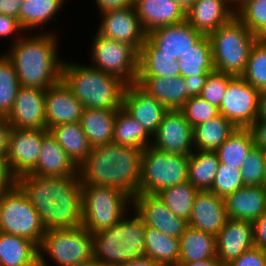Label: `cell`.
<instances>
[{
	"mask_svg": "<svg viewBox=\"0 0 266 266\" xmlns=\"http://www.w3.org/2000/svg\"><path fill=\"white\" fill-rule=\"evenodd\" d=\"M134 211L142 218L145 226L166 235L180 238L188 222L173 214L157 195L138 193L132 198Z\"/></svg>",
	"mask_w": 266,
	"mask_h": 266,
	"instance_id": "cell-15",
	"label": "cell"
},
{
	"mask_svg": "<svg viewBox=\"0 0 266 266\" xmlns=\"http://www.w3.org/2000/svg\"><path fill=\"white\" fill-rule=\"evenodd\" d=\"M257 119L266 120V90L260 91L259 111H258Z\"/></svg>",
	"mask_w": 266,
	"mask_h": 266,
	"instance_id": "cell-59",
	"label": "cell"
},
{
	"mask_svg": "<svg viewBox=\"0 0 266 266\" xmlns=\"http://www.w3.org/2000/svg\"><path fill=\"white\" fill-rule=\"evenodd\" d=\"M0 232L26 238L38 247L46 232L37 211L16 183L0 196Z\"/></svg>",
	"mask_w": 266,
	"mask_h": 266,
	"instance_id": "cell-9",
	"label": "cell"
},
{
	"mask_svg": "<svg viewBox=\"0 0 266 266\" xmlns=\"http://www.w3.org/2000/svg\"><path fill=\"white\" fill-rule=\"evenodd\" d=\"M122 108L138 121L151 137L158 130L164 114L168 111L136 83L126 86Z\"/></svg>",
	"mask_w": 266,
	"mask_h": 266,
	"instance_id": "cell-20",
	"label": "cell"
},
{
	"mask_svg": "<svg viewBox=\"0 0 266 266\" xmlns=\"http://www.w3.org/2000/svg\"><path fill=\"white\" fill-rule=\"evenodd\" d=\"M225 266H266V251L253 247Z\"/></svg>",
	"mask_w": 266,
	"mask_h": 266,
	"instance_id": "cell-48",
	"label": "cell"
},
{
	"mask_svg": "<svg viewBox=\"0 0 266 266\" xmlns=\"http://www.w3.org/2000/svg\"><path fill=\"white\" fill-rule=\"evenodd\" d=\"M144 256L162 266H175L180 256L179 239L145 226Z\"/></svg>",
	"mask_w": 266,
	"mask_h": 266,
	"instance_id": "cell-34",
	"label": "cell"
},
{
	"mask_svg": "<svg viewBox=\"0 0 266 266\" xmlns=\"http://www.w3.org/2000/svg\"><path fill=\"white\" fill-rule=\"evenodd\" d=\"M71 266H102V265L99 262H97L94 258H92L91 260H89L87 262L75 264V265H71Z\"/></svg>",
	"mask_w": 266,
	"mask_h": 266,
	"instance_id": "cell-61",
	"label": "cell"
},
{
	"mask_svg": "<svg viewBox=\"0 0 266 266\" xmlns=\"http://www.w3.org/2000/svg\"><path fill=\"white\" fill-rule=\"evenodd\" d=\"M219 164L215 151L194 150L189 156L188 182L193 184L199 191L210 190Z\"/></svg>",
	"mask_w": 266,
	"mask_h": 266,
	"instance_id": "cell-35",
	"label": "cell"
},
{
	"mask_svg": "<svg viewBox=\"0 0 266 266\" xmlns=\"http://www.w3.org/2000/svg\"><path fill=\"white\" fill-rule=\"evenodd\" d=\"M266 152L253 147L241 167L245 186H263Z\"/></svg>",
	"mask_w": 266,
	"mask_h": 266,
	"instance_id": "cell-45",
	"label": "cell"
},
{
	"mask_svg": "<svg viewBox=\"0 0 266 266\" xmlns=\"http://www.w3.org/2000/svg\"><path fill=\"white\" fill-rule=\"evenodd\" d=\"M180 111L193 128L219 115V108L200 96L189 98Z\"/></svg>",
	"mask_w": 266,
	"mask_h": 266,
	"instance_id": "cell-46",
	"label": "cell"
},
{
	"mask_svg": "<svg viewBox=\"0 0 266 266\" xmlns=\"http://www.w3.org/2000/svg\"><path fill=\"white\" fill-rule=\"evenodd\" d=\"M118 266H162V265L146 256H143L133 261L122 263L121 265Z\"/></svg>",
	"mask_w": 266,
	"mask_h": 266,
	"instance_id": "cell-57",
	"label": "cell"
},
{
	"mask_svg": "<svg viewBox=\"0 0 266 266\" xmlns=\"http://www.w3.org/2000/svg\"><path fill=\"white\" fill-rule=\"evenodd\" d=\"M228 219L224 198L209 190L197 193L188 221L189 226L216 236Z\"/></svg>",
	"mask_w": 266,
	"mask_h": 266,
	"instance_id": "cell-21",
	"label": "cell"
},
{
	"mask_svg": "<svg viewBox=\"0 0 266 266\" xmlns=\"http://www.w3.org/2000/svg\"><path fill=\"white\" fill-rule=\"evenodd\" d=\"M38 251L39 255L48 254L58 266L84 263L93 258L92 234L83 226L49 230L45 232Z\"/></svg>",
	"mask_w": 266,
	"mask_h": 266,
	"instance_id": "cell-10",
	"label": "cell"
},
{
	"mask_svg": "<svg viewBox=\"0 0 266 266\" xmlns=\"http://www.w3.org/2000/svg\"><path fill=\"white\" fill-rule=\"evenodd\" d=\"M253 247V224L250 221L228 219L216 235V258L224 266Z\"/></svg>",
	"mask_w": 266,
	"mask_h": 266,
	"instance_id": "cell-22",
	"label": "cell"
},
{
	"mask_svg": "<svg viewBox=\"0 0 266 266\" xmlns=\"http://www.w3.org/2000/svg\"><path fill=\"white\" fill-rule=\"evenodd\" d=\"M178 76H180L179 60L166 54H159V50L146 39L139 51L137 77Z\"/></svg>",
	"mask_w": 266,
	"mask_h": 266,
	"instance_id": "cell-31",
	"label": "cell"
},
{
	"mask_svg": "<svg viewBox=\"0 0 266 266\" xmlns=\"http://www.w3.org/2000/svg\"><path fill=\"white\" fill-rule=\"evenodd\" d=\"M18 31H20V33L23 31L18 19L9 17L5 14H0V38L10 37V35H13Z\"/></svg>",
	"mask_w": 266,
	"mask_h": 266,
	"instance_id": "cell-52",
	"label": "cell"
},
{
	"mask_svg": "<svg viewBox=\"0 0 266 266\" xmlns=\"http://www.w3.org/2000/svg\"><path fill=\"white\" fill-rule=\"evenodd\" d=\"M189 156L157 150L142 151L139 193L154 194L188 181Z\"/></svg>",
	"mask_w": 266,
	"mask_h": 266,
	"instance_id": "cell-8",
	"label": "cell"
},
{
	"mask_svg": "<svg viewBox=\"0 0 266 266\" xmlns=\"http://www.w3.org/2000/svg\"><path fill=\"white\" fill-rule=\"evenodd\" d=\"M214 71L242 76L258 39L235 15L209 35Z\"/></svg>",
	"mask_w": 266,
	"mask_h": 266,
	"instance_id": "cell-6",
	"label": "cell"
},
{
	"mask_svg": "<svg viewBox=\"0 0 266 266\" xmlns=\"http://www.w3.org/2000/svg\"><path fill=\"white\" fill-rule=\"evenodd\" d=\"M45 255H39V265L38 266H47L48 263H46L47 261H45Z\"/></svg>",
	"mask_w": 266,
	"mask_h": 266,
	"instance_id": "cell-63",
	"label": "cell"
},
{
	"mask_svg": "<svg viewBox=\"0 0 266 266\" xmlns=\"http://www.w3.org/2000/svg\"><path fill=\"white\" fill-rule=\"evenodd\" d=\"M48 132L47 129H11L5 160L15 179L35 168L43 137Z\"/></svg>",
	"mask_w": 266,
	"mask_h": 266,
	"instance_id": "cell-13",
	"label": "cell"
},
{
	"mask_svg": "<svg viewBox=\"0 0 266 266\" xmlns=\"http://www.w3.org/2000/svg\"><path fill=\"white\" fill-rule=\"evenodd\" d=\"M64 0H23L18 22L23 30L36 29L62 9Z\"/></svg>",
	"mask_w": 266,
	"mask_h": 266,
	"instance_id": "cell-39",
	"label": "cell"
},
{
	"mask_svg": "<svg viewBox=\"0 0 266 266\" xmlns=\"http://www.w3.org/2000/svg\"><path fill=\"white\" fill-rule=\"evenodd\" d=\"M15 183L16 179L12 176L6 160L0 158V196L7 192Z\"/></svg>",
	"mask_w": 266,
	"mask_h": 266,
	"instance_id": "cell-53",
	"label": "cell"
},
{
	"mask_svg": "<svg viewBox=\"0 0 266 266\" xmlns=\"http://www.w3.org/2000/svg\"><path fill=\"white\" fill-rule=\"evenodd\" d=\"M204 35L196 31L187 21L179 24L158 27L147 33V40L159 50V54L183 60V56Z\"/></svg>",
	"mask_w": 266,
	"mask_h": 266,
	"instance_id": "cell-18",
	"label": "cell"
},
{
	"mask_svg": "<svg viewBox=\"0 0 266 266\" xmlns=\"http://www.w3.org/2000/svg\"><path fill=\"white\" fill-rule=\"evenodd\" d=\"M254 147V140L249 129H236L215 151L220 163L240 168L247 154Z\"/></svg>",
	"mask_w": 266,
	"mask_h": 266,
	"instance_id": "cell-37",
	"label": "cell"
},
{
	"mask_svg": "<svg viewBox=\"0 0 266 266\" xmlns=\"http://www.w3.org/2000/svg\"><path fill=\"white\" fill-rule=\"evenodd\" d=\"M98 33L132 46L138 53L147 33L144 31L134 6L102 13Z\"/></svg>",
	"mask_w": 266,
	"mask_h": 266,
	"instance_id": "cell-16",
	"label": "cell"
},
{
	"mask_svg": "<svg viewBox=\"0 0 266 266\" xmlns=\"http://www.w3.org/2000/svg\"><path fill=\"white\" fill-rule=\"evenodd\" d=\"M49 132L77 167L92 150L80 122L60 124L50 128Z\"/></svg>",
	"mask_w": 266,
	"mask_h": 266,
	"instance_id": "cell-32",
	"label": "cell"
},
{
	"mask_svg": "<svg viewBox=\"0 0 266 266\" xmlns=\"http://www.w3.org/2000/svg\"><path fill=\"white\" fill-rule=\"evenodd\" d=\"M233 7L236 5V7H239L245 0H227ZM238 5V6H237Z\"/></svg>",
	"mask_w": 266,
	"mask_h": 266,
	"instance_id": "cell-62",
	"label": "cell"
},
{
	"mask_svg": "<svg viewBox=\"0 0 266 266\" xmlns=\"http://www.w3.org/2000/svg\"><path fill=\"white\" fill-rule=\"evenodd\" d=\"M145 225L136 213L92 234L93 258L102 266H118L144 256Z\"/></svg>",
	"mask_w": 266,
	"mask_h": 266,
	"instance_id": "cell-5",
	"label": "cell"
},
{
	"mask_svg": "<svg viewBox=\"0 0 266 266\" xmlns=\"http://www.w3.org/2000/svg\"><path fill=\"white\" fill-rule=\"evenodd\" d=\"M175 266H224L217 258L191 263H177Z\"/></svg>",
	"mask_w": 266,
	"mask_h": 266,
	"instance_id": "cell-58",
	"label": "cell"
},
{
	"mask_svg": "<svg viewBox=\"0 0 266 266\" xmlns=\"http://www.w3.org/2000/svg\"><path fill=\"white\" fill-rule=\"evenodd\" d=\"M38 246L32 241L0 232V266H38Z\"/></svg>",
	"mask_w": 266,
	"mask_h": 266,
	"instance_id": "cell-28",
	"label": "cell"
},
{
	"mask_svg": "<svg viewBox=\"0 0 266 266\" xmlns=\"http://www.w3.org/2000/svg\"><path fill=\"white\" fill-rule=\"evenodd\" d=\"M92 45V67L119 78L127 85L136 83L139 53L132 46L98 32Z\"/></svg>",
	"mask_w": 266,
	"mask_h": 266,
	"instance_id": "cell-11",
	"label": "cell"
},
{
	"mask_svg": "<svg viewBox=\"0 0 266 266\" xmlns=\"http://www.w3.org/2000/svg\"><path fill=\"white\" fill-rule=\"evenodd\" d=\"M113 132L112 142L122 146H131L144 150L151 146L152 143L150 141L152 137H150L144 127L123 108L117 110Z\"/></svg>",
	"mask_w": 266,
	"mask_h": 266,
	"instance_id": "cell-36",
	"label": "cell"
},
{
	"mask_svg": "<svg viewBox=\"0 0 266 266\" xmlns=\"http://www.w3.org/2000/svg\"><path fill=\"white\" fill-rule=\"evenodd\" d=\"M229 219L253 222L266 212V188L244 186L224 198Z\"/></svg>",
	"mask_w": 266,
	"mask_h": 266,
	"instance_id": "cell-26",
	"label": "cell"
},
{
	"mask_svg": "<svg viewBox=\"0 0 266 266\" xmlns=\"http://www.w3.org/2000/svg\"><path fill=\"white\" fill-rule=\"evenodd\" d=\"M116 115L117 110L84 108L80 124L92 148L112 142Z\"/></svg>",
	"mask_w": 266,
	"mask_h": 266,
	"instance_id": "cell-30",
	"label": "cell"
},
{
	"mask_svg": "<svg viewBox=\"0 0 266 266\" xmlns=\"http://www.w3.org/2000/svg\"><path fill=\"white\" fill-rule=\"evenodd\" d=\"M55 34L43 33L15 39L5 53L12 62L20 86L47 89L62 79L64 61L57 56Z\"/></svg>",
	"mask_w": 266,
	"mask_h": 266,
	"instance_id": "cell-3",
	"label": "cell"
},
{
	"mask_svg": "<svg viewBox=\"0 0 266 266\" xmlns=\"http://www.w3.org/2000/svg\"><path fill=\"white\" fill-rule=\"evenodd\" d=\"M180 76H203L214 71L212 45L209 36L204 35L191 50L179 60Z\"/></svg>",
	"mask_w": 266,
	"mask_h": 266,
	"instance_id": "cell-38",
	"label": "cell"
},
{
	"mask_svg": "<svg viewBox=\"0 0 266 266\" xmlns=\"http://www.w3.org/2000/svg\"><path fill=\"white\" fill-rule=\"evenodd\" d=\"M236 129L222 114L200 123L193 128L194 150L216 151Z\"/></svg>",
	"mask_w": 266,
	"mask_h": 266,
	"instance_id": "cell-33",
	"label": "cell"
},
{
	"mask_svg": "<svg viewBox=\"0 0 266 266\" xmlns=\"http://www.w3.org/2000/svg\"><path fill=\"white\" fill-rule=\"evenodd\" d=\"M231 6L227 0H196L186 13V21L196 31L209 36L235 16L236 7Z\"/></svg>",
	"mask_w": 266,
	"mask_h": 266,
	"instance_id": "cell-23",
	"label": "cell"
},
{
	"mask_svg": "<svg viewBox=\"0 0 266 266\" xmlns=\"http://www.w3.org/2000/svg\"><path fill=\"white\" fill-rule=\"evenodd\" d=\"M210 73H205L203 76H188L184 77L186 80V92L189 98L197 97L201 93L206 80Z\"/></svg>",
	"mask_w": 266,
	"mask_h": 266,
	"instance_id": "cell-51",
	"label": "cell"
},
{
	"mask_svg": "<svg viewBox=\"0 0 266 266\" xmlns=\"http://www.w3.org/2000/svg\"><path fill=\"white\" fill-rule=\"evenodd\" d=\"M20 84L12 62L0 56V117H7L12 110Z\"/></svg>",
	"mask_w": 266,
	"mask_h": 266,
	"instance_id": "cell-42",
	"label": "cell"
},
{
	"mask_svg": "<svg viewBox=\"0 0 266 266\" xmlns=\"http://www.w3.org/2000/svg\"><path fill=\"white\" fill-rule=\"evenodd\" d=\"M153 148L163 152L190 156L193 153V127L180 110H168L152 136Z\"/></svg>",
	"mask_w": 266,
	"mask_h": 266,
	"instance_id": "cell-14",
	"label": "cell"
},
{
	"mask_svg": "<svg viewBox=\"0 0 266 266\" xmlns=\"http://www.w3.org/2000/svg\"><path fill=\"white\" fill-rule=\"evenodd\" d=\"M254 247L266 251V212L252 222Z\"/></svg>",
	"mask_w": 266,
	"mask_h": 266,
	"instance_id": "cell-49",
	"label": "cell"
},
{
	"mask_svg": "<svg viewBox=\"0 0 266 266\" xmlns=\"http://www.w3.org/2000/svg\"><path fill=\"white\" fill-rule=\"evenodd\" d=\"M142 151L114 142L93 147L78 166L81 184L111 186L133 198L139 193Z\"/></svg>",
	"mask_w": 266,
	"mask_h": 266,
	"instance_id": "cell-2",
	"label": "cell"
},
{
	"mask_svg": "<svg viewBox=\"0 0 266 266\" xmlns=\"http://www.w3.org/2000/svg\"><path fill=\"white\" fill-rule=\"evenodd\" d=\"M82 202V226L94 234L118 223L132 198L111 186L82 185Z\"/></svg>",
	"mask_w": 266,
	"mask_h": 266,
	"instance_id": "cell-7",
	"label": "cell"
},
{
	"mask_svg": "<svg viewBox=\"0 0 266 266\" xmlns=\"http://www.w3.org/2000/svg\"><path fill=\"white\" fill-rule=\"evenodd\" d=\"M23 0H0V14L18 19Z\"/></svg>",
	"mask_w": 266,
	"mask_h": 266,
	"instance_id": "cell-56",
	"label": "cell"
},
{
	"mask_svg": "<svg viewBox=\"0 0 266 266\" xmlns=\"http://www.w3.org/2000/svg\"><path fill=\"white\" fill-rule=\"evenodd\" d=\"M199 190L190 182L168 187L156 195L177 217L189 221L193 201Z\"/></svg>",
	"mask_w": 266,
	"mask_h": 266,
	"instance_id": "cell-40",
	"label": "cell"
},
{
	"mask_svg": "<svg viewBox=\"0 0 266 266\" xmlns=\"http://www.w3.org/2000/svg\"><path fill=\"white\" fill-rule=\"evenodd\" d=\"M248 129L252 133L254 147L266 152V120L256 119Z\"/></svg>",
	"mask_w": 266,
	"mask_h": 266,
	"instance_id": "cell-50",
	"label": "cell"
},
{
	"mask_svg": "<svg viewBox=\"0 0 266 266\" xmlns=\"http://www.w3.org/2000/svg\"><path fill=\"white\" fill-rule=\"evenodd\" d=\"M133 6L146 33L186 21V12L175 0H134Z\"/></svg>",
	"mask_w": 266,
	"mask_h": 266,
	"instance_id": "cell-24",
	"label": "cell"
},
{
	"mask_svg": "<svg viewBox=\"0 0 266 266\" xmlns=\"http://www.w3.org/2000/svg\"><path fill=\"white\" fill-rule=\"evenodd\" d=\"M136 84L168 110H180L189 99L183 76L137 77Z\"/></svg>",
	"mask_w": 266,
	"mask_h": 266,
	"instance_id": "cell-27",
	"label": "cell"
},
{
	"mask_svg": "<svg viewBox=\"0 0 266 266\" xmlns=\"http://www.w3.org/2000/svg\"><path fill=\"white\" fill-rule=\"evenodd\" d=\"M235 15L258 38H266V0H245Z\"/></svg>",
	"mask_w": 266,
	"mask_h": 266,
	"instance_id": "cell-43",
	"label": "cell"
},
{
	"mask_svg": "<svg viewBox=\"0 0 266 266\" xmlns=\"http://www.w3.org/2000/svg\"><path fill=\"white\" fill-rule=\"evenodd\" d=\"M233 77L232 75L217 71L211 72L199 96L219 108L228 82Z\"/></svg>",
	"mask_w": 266,
	"mask_h": 266,
	"instance_id": "cell-47",
	"label": "cell"
},
{
	"mask_svg": "<svg viewBox=\"0 0 266 266\" xmlns=\"http://www.w3.org/2000/svg\"><path fill=\"white\" fill-rule=\"evenodd\" d=\"M179 6L187 13L196 0H175Z\"/></svg>",
	"mask_w": 266,
	"mask_h": 266,
	"instance_id": "cell-60",
	"label": "cell"
},
{
	"mask_svg": "<svg viewBox=\"0 0 266 266\" xmlns=\"http://www.w3.org/2000/svg\"><path fill=\"white\" fill-rule=\"evenodd\" d=\"M99 11L102 13L112 10H119L134 5V0H95Z\"/></svg>",
	"mask_w": 266,
	"mask_h": 266,
	"instance_id": "cell-54",
	"label": "cell"
},
{
	"mask_svg": "<svg viewBox=\"0 0 266 266\" xmlns=\"http://www.w3.org/2000/svg\"><path fill=\"white\" fill-rule=\"evenodd\" d=\"M241 77L255 89L266 90V38H258L252 46Z\"/></svg>",
	"mask_w": 266,
	"mask_h": 266,
	"instance_id": "cell-41",
	"label": "cell"
},
{
	"mask_svg": "<svg viewBox=\"0 0 266 266\" xmlns=\"http://www.w3.org/2000/svg\"><path fill=\"white\" fill-rule=\"evenodd\" d=\"M263 186L266 188V158H265V172H264Z\"/></svg>",
	"mask_w": 266,
	"mask_h": 266,
	"instance_id": "cell-64",
	"label": "cell"
},
{
	"mask_svg": "<svg viewBox=\"0 0 266 266\" xmlns=\"http://www.w3.org/2000/svg\"><path fill=\"white\" fill-rule=\"evenodd\" d=\"M244 182L241 177V169L220 163L210 192L225 198L236 190L243 188Z\"/></svg>",
	"mask_w": 266,
	"mask_h": 266,
	"instance_id": "cell-44",
	"label": "cell"
},
{
	"mask_svg": "<svg viewBox=\"0 0 266 266\" xmlns=\"http://www.w3.org/2000/svg\"><path fill=\"white\" fill-rule=\"evenodd\" d=\"M6 119L15 129H46L45 89L20 86Z\"/></svg>",
	"mask_w": 266,
	"mask_h": 266,
	"instance_id": "cell-17",
	"label": "cell"
},
{
	"mask_svg": "<svg viewBox=\"0 0 266 266\" xmlns=\"http://www.w3.org/2000/svg\"><path fill=\"white\" fill-rule=\"evenodd\" d=\"M12 127L5 117H0V158H4L8 150L9 134Z\"/></svg>",
	"mask_w": 266,
	"mask_h": 266,
	"instance_id": "cell-55",
	"label": "cell"
},
{
	"mask_svg": "<svg viewBox=\"0 0 266 266\" xmlns=\"http://www.w3.org/2000/svg\"><path fill=\"white\" fill-rule=\"evenodd\" d=\"M37 211L46 231L82 227V184L79 176L43 177L31 173L16 179Z\"/></svg>",
	"mask_w": 266,
	"mask_h": 266,
	"instance_id": "cell-1",
	"label": "cell"
},
{
	"mask_svg": "<svg viewBox=\"0 0 266 266\" xmlns=\"http://www.w3.org/2000/svg\"><path fill=\"white\" fill-rule=\"evenodd\" d=\"M260 91L241 76H234L227 85L219 107L222 114L237 129H248L257 119Z\"/></svg>",
	"mask_w": 266,
	"mask_h": 266,
	"instance_id": "cell-12",
	"label": "cell"
},
{
	"mask_svg": "<svg viewBox=\"0 0 266 266\" xmlns=\"http://www.w3.org/2000/svg\"><path fill=\"white\" fill-rule=\"evenodd\" d=\"M84 107L61 79L45 90L46 129L80 122Z\"/></svg>",
	"mask_w": 266,
	"mask_h": 266,
	"instance_id": "cell-19",
	"label": "cell"
},
{
	"mask_svg": "<svg viewBox=\"0 0 266 266\" xmlns=\"http://www.w3.org/2000/svg\"><path fill=\"white\" fill-rule=\"evenodd\" d=\"M31 174L43 177L78 176V167L48 132L42 140L38 162Z\"/></svg>",
	"mask_w": 266,
	"mask_h": 266,
	"instance_id": "cell-25",
	"label": "cell"
},
{
	"mask_svg": "<svg viewBox=\"0 0 266 266\" xmlns=\"http://www.w3.org/2000/svg\"><path fill=\"white\" fill-rule=\"evenodd\" d=\"M178 263H191L216 258V236L187 226L179 238Z\"/></svg>",
	"mask_w": 266,
	"mask_h": 266,
	"instance_id": "cell-29",
	"label": "cell"
},
{
	"mask_svg": "<svg viewBox=\"0 0 266 266\" xmlns=\"http://www.w3.org/2000/svg\"><path fill=\"white\" fill-rule=\"evenodd\" d=\"M62 80L84 108L119 110L127 84L91 65L63 63Z\"/></svg>",
	"mask_w": 266,
	"mask_h": 266,
	"instance_id": "cell-4",
	"label": "cell"
}]
</instances>
